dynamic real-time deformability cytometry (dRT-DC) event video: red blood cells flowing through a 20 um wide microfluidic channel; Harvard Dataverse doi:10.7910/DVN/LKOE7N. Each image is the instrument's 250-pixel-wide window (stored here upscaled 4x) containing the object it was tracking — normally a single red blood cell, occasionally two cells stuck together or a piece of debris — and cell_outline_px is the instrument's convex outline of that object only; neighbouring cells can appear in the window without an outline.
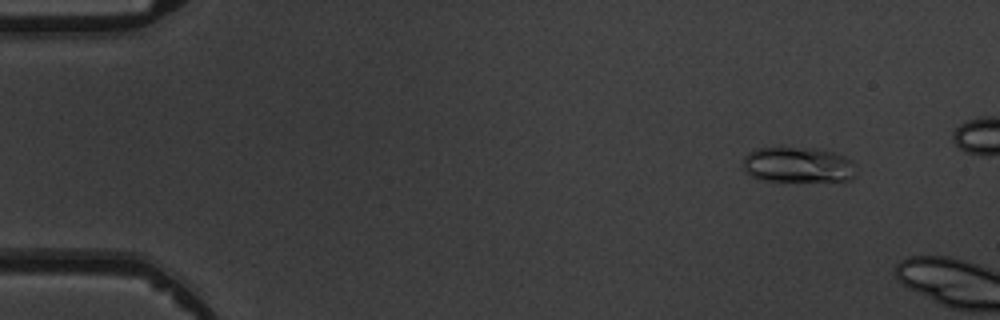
{"species": "common noctule bat (a hibernating species)", "species_latin": "Nyctalus noctula", "temperature_condition": "warm", "stored_images_in_passage": 2, "camera_frame_rate_fps": 3000, "um_per_image_px": 0.085, "animal": {"sex": "male", "body_mass_g": 19.5, "forearm_length_mm": 54.6}, "frame": {"image": 1, "passage_image": 1, "time_ms": 0.0, "image_size_px": [1000, 320], "cell_outline_px": [[856, 176], [852, 180], [764, 180], [752, 176], [744, 172], [744, 156], [748, 152], [756, 148], [816, 148], [832, 152], [844, 156], [852, 160]], "centroid_in_image_um": [67.82, 14.0], "position_along_channel_um": 17.2, "area_um2": 23.12}}